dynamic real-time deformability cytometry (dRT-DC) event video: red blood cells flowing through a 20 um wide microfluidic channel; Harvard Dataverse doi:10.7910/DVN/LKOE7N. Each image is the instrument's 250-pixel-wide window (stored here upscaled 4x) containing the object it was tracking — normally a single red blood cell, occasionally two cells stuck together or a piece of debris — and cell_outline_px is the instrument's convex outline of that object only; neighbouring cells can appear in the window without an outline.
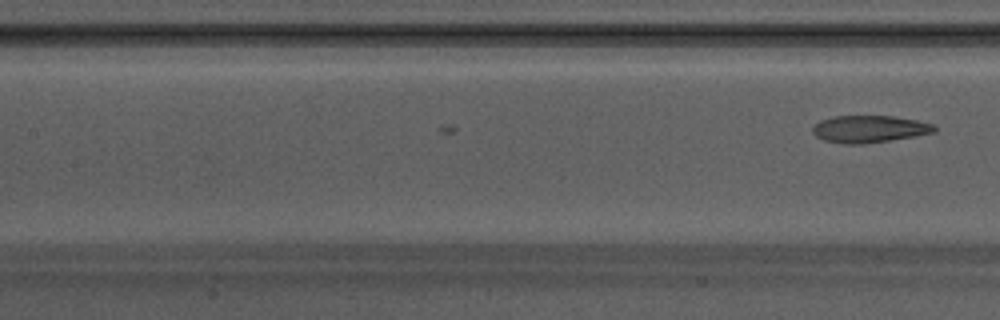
{"species": "Egyptian fruit bat (a non-hibernating species)", "species_latin": "Rousettus aegyptiacus", "temperature_condition": "warm", "stored_images_in_passage": 12, "camera_frame_rate_fps": 3000, "um_per_image_px": 0.085, "animal": {"sex": "male"}, "frame": {"image": 1, "passage_image": 12, "time_ms": 3.667, "image_size_px": [1000, 320], "cell_outline_px": [[936, 132], [864, 144], [848, 144], [824, 140], [816, 136], [812, 132], [812, 128], [820, 120], [832, 116], [896, 116], [916, 120], [932, 124], [936, 128]], "centroid_in_image_um": [73.87, 10.95], "position_along_channel_um": 133.5, "area_um2": 19.07}}